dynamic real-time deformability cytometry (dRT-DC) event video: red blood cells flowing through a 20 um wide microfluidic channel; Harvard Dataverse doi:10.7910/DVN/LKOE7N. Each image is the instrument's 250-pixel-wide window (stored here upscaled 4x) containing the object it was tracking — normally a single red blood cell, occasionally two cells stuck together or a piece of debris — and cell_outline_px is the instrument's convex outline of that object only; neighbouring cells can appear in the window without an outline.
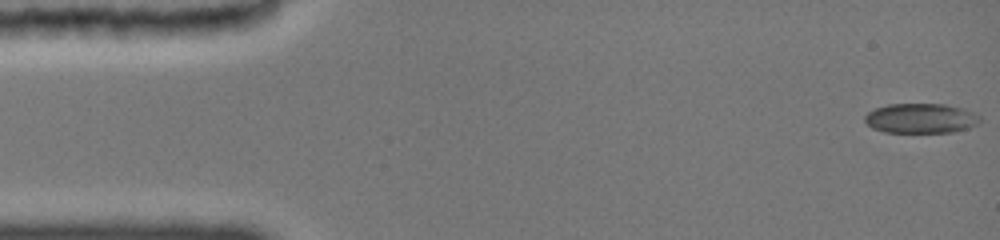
{"species": "common noctule bat (a hibernating species)", "species_latin": "Nyctalus noctula", "temperature_condition": "cold", "stored_images_in_passage": 48, "camera_frame_rate_fps": 3000, "um_per_image_px": 0.085, "animal": {"sex": "female", "body_mass_g": 19.0, "forearm_length_mm": 51.5}, "frame": {"image": 1, "passage_image": 1, "time_ms": 0.0, "image_size_px": [1000, 240], "cell_outline_px": [[980, 120], [976, 124], [968, 128], [952, 132], [884, 132], [872, 128], [864, 120], [864, 116], [868, 112], [876, 108], [888, 104], [944, 104], [964, 108], [980, 116]], "centroid_in_image_um": [78.26, 10.05], "position_along_channel_um": 6.7, "area_um2": 19.94}}
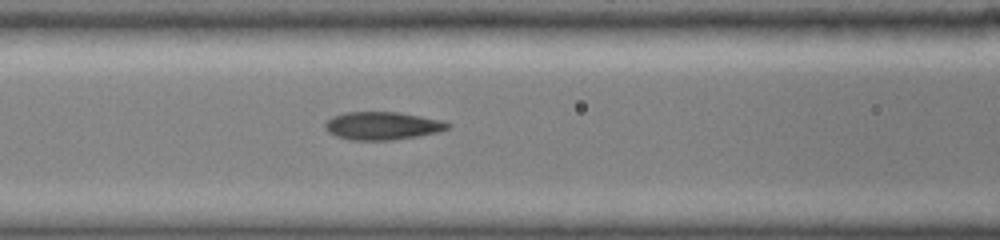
{"frame": {"image": 2, "passage_image": 20, "time_ms": 6.333, "image_size_px": [1000, 240], "cell_outline_px": [[448, 128], [416, 136], [388, 140], [352, 140], [336, 136], [328, 132], [324, 128], [324, 124], [332, 116], [344, 112], [396, 112], [436, 120], [448, 124]], "centroid_in_image_um": [32.34, 10.69], "position_along_channel_um": 134.3, "area_um2": 19.31}}
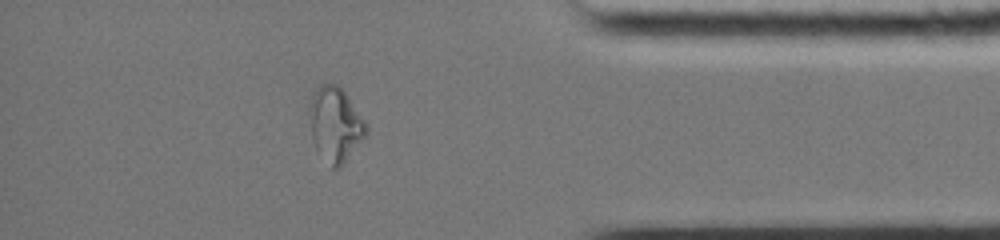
{"frame": {"image": 3, "passage_image": 42, "time_ms": 13.667, "image_size_px": [1000, 240], "cell_outline_px": [[368, 132], [340, 168], [332, 168], [316, 152], [312, 140], [308, 116], [308, 108], [312, 88], [320, 84], [336, 84], [348, 96], [368, 124]], "centroid_in_image_um": [28.45, 10.56], "position_along_channel_um": 406.7, "area_um2": 25.26}, "authors_computed_cell_mechanics": {"area_um2": 18.9584, "velocity_mm_per_s": 3.9224, "shape_relaxation_time_tau1_ms": null, "shape_relaxation_time_tau2_ms": 1.5409, "deformation_change_tau1": null, "deformation_change_tau2": 0.0636}}